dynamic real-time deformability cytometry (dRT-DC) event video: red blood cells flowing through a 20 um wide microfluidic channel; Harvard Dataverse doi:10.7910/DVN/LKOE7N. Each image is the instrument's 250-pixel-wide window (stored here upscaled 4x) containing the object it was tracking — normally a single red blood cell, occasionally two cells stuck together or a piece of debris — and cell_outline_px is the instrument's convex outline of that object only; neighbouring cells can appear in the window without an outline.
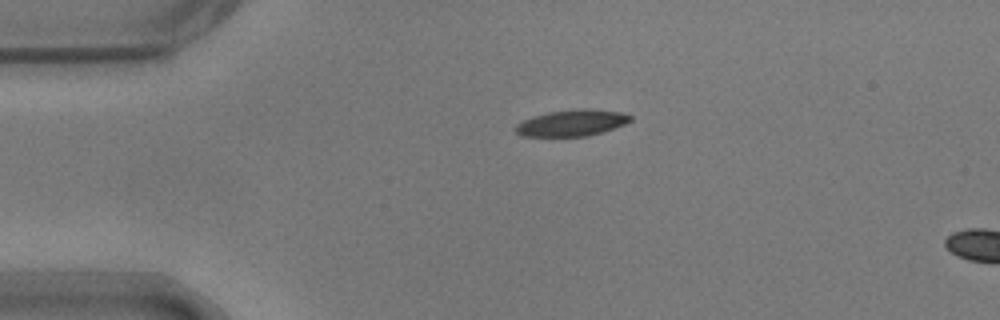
{"species": "common noctule bat (a hibernating species)", "species_latin": "Nyctalus noctula", "temperature_condition": "warm", "stored_images_in_passage": 5, "camera_frame_rate_fps": 3000, "um_per_image_px": 0.085, "animal": {"sex": "male", "body_mass_g": 17.9}, "frame": {"image": 1, "passage_image": 1, "time_ms": 0.0, "image_size_px": [1000, 320], "cell_outline_px": [[632, 120], [624, 124], [604, 132], [588, 136], [520, 136], [512, 128], [516, 124], [532, 116], [548, 112], [580, 108], [588, 108], [620, 112], [632, 116]], "centroid_in_image_um": [48.58, 10.45], "position_along_channel_um": 36.4, "area_um2": 17.8}}